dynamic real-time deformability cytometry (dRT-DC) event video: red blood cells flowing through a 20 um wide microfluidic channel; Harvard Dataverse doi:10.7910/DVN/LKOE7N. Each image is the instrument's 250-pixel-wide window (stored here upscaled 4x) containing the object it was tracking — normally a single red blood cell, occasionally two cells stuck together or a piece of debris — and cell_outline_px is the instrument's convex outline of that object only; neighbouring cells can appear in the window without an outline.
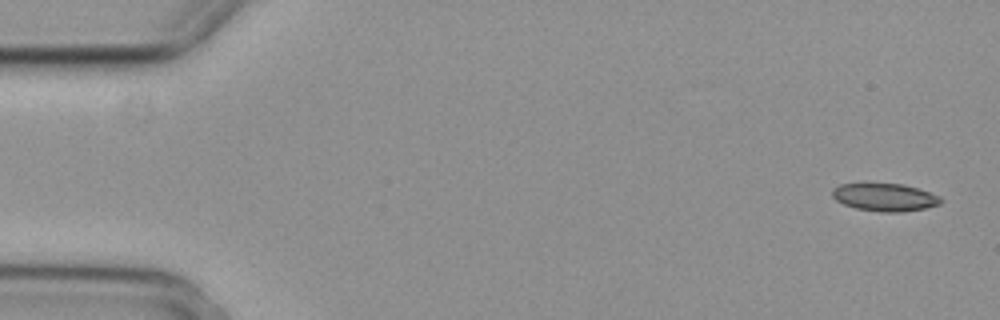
{"species": "common noctule bat (a hibernating species)", "species_latin": "Nyctalus noctula", "temperature_condition": "cold", "stored_images_in_passage": 5, "camera_frame_rate_fps": 3000, "um_per_image_px": 0.085, "animal": {"sex": "female", "body_mass_g": 29.2, "forearm_length_mm": 56.3}, "frame": {"image": 1, "passage_image": 1, "time_ms": 0.0, "image_size_px": [1000, 320], "cell_outline_px": [[944, 200], [940, 204], [924, 208], [900, 212], [880, 212], [856, 208], [844, 204], [836, 200], [832, 196], [832, 188], [840, 184], [864, 180], [904, 184], [940, 196]], "centroid_in_image_um": [75.14, 16.71], "position_along_channel_um": 9.9, "area_um2": 18.32}}